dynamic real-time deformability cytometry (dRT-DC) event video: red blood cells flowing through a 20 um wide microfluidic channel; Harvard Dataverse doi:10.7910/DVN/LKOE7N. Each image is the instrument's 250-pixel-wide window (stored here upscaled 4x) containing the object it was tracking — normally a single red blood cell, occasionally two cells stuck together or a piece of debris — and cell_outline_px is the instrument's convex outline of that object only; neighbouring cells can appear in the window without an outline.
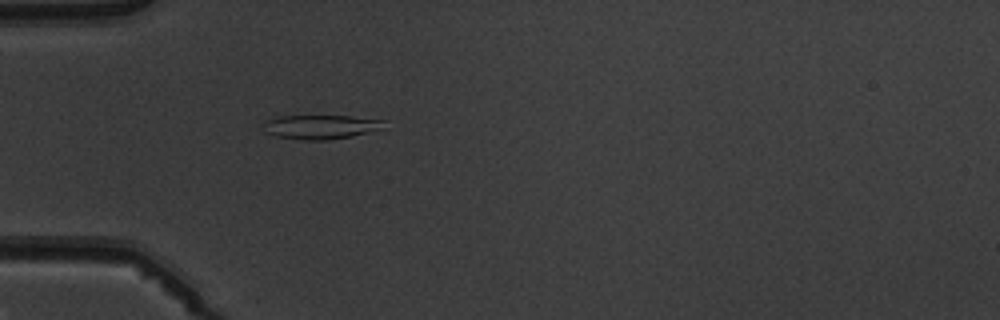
{"species": "common noctule bat (a hibernating species)", "species_latin": "Nyctalus noctula", "temperature_condition": "warm", "stored_images_in_passage": 5, "camera_frame_rate_fps": 3000, "um_per_image_px": 0.085, "animal": {"sex": "male", "body_mass_g": 19.5, "forearm_length_mm": 54.6}, "frame": {"image": 1, "passage_image": 5, "time_ms": 5.0, "image_size_px": [1000, 320], "cell_outline_px": [[388, 120], [380, 128], [352, 136], [324, 140], [304, 140], [276, 136], [268, 132], [268, 120], [276, 116], [352, 116]], "centroid_in_image_um": [27.34, 10.77], "position_along_channel_um": 57.7, "area_um2": 16.47}}